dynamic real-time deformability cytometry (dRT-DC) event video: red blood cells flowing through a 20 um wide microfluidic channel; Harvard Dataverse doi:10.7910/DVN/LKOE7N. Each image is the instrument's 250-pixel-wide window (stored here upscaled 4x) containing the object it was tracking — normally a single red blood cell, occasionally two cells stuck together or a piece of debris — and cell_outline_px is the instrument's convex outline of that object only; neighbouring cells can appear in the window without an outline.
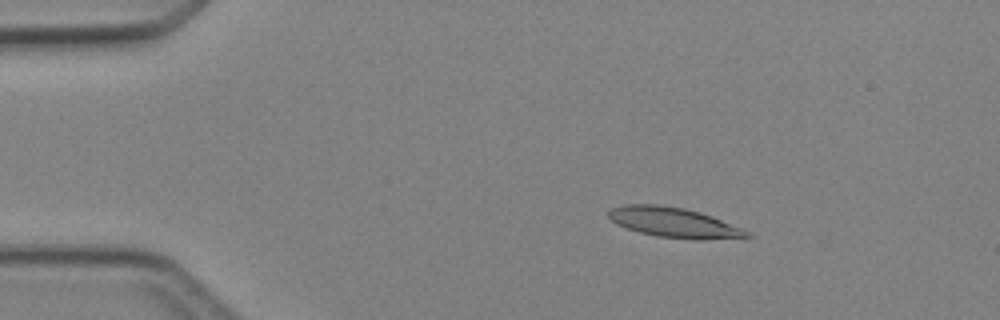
{"species": "Egyptian fruit bat (a non-hibernating species)", "species_latin": "Rousettus aegyptiacus", "temperature_condition": "cold", "stored_images_in_passage": 5, "camera_frame_rate_fps": 3000, "um_per_image_px": 0.085, "animal": {"sex": "female"}, "frame": {"image": 1, "passage_image": 3, "time_ms": 2.0, "image_size_px": [1000, 320], "cell_outline_px": [[756, 236], [656, 236], [640, 232], [616, 224], [608, 216], [608, 212], [612, 208], [624, 204], [660, 204], [684, 208], [700, 212], [712, 216], [740, 228]], "centroid_in_image_um": [57.09, 18.82], "position_along_channel_um": 27.9, "area_um2": 22.54}}